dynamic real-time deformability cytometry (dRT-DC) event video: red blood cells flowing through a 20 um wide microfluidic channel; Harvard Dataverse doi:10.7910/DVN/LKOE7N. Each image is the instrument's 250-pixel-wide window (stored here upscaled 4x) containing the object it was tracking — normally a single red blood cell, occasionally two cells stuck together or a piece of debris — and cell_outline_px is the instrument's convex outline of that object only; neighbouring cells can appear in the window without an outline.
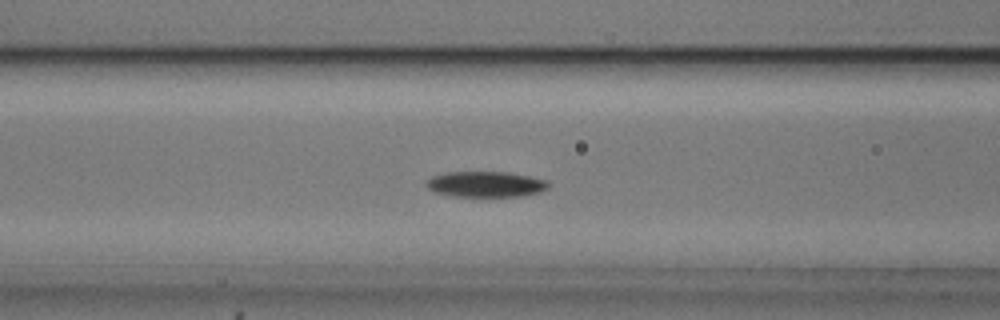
{"species": "common noctule bat (a hibernating species)", "species_latin": "Nyctalus noctula", "temperature_condition": "cold", "stored_images_in_passage": 37, "camera_frame_rate_fps": 3000, "um_per_image_px": 0.085, "animal": {"sex": "male", "body_mass_g": 20.5, "forearm_length_mm": 52.5}, "frame": {"image": 1, "passage_image": 5, "time_ms": 1.333, "image_size_px": [1000, 320], "cell_outline_px": [[548, 188], [540, 192], [520, 196], [452, 196], [432, 192], [424, 184], [424, 180], [432, 176], [444, 172], [508, 172], [548, 180]], "centroid_in_image_um": [41.22, 15.65], "position_along_channel_um": 125.4, "area_um2": 18.44}}
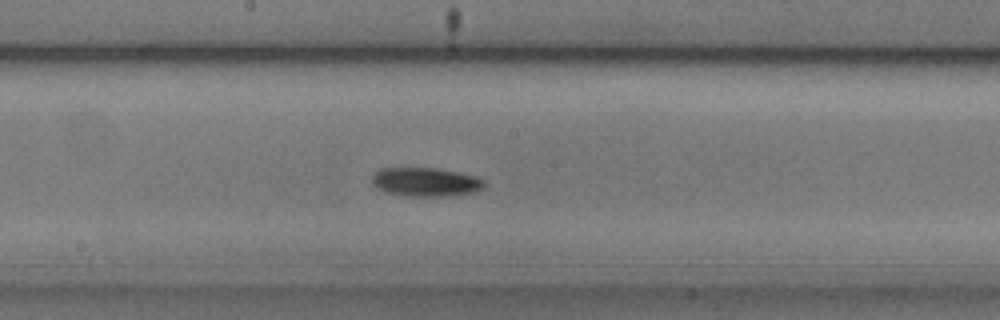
{"frame": {"image": 2, "passage_image": 12, "time_ms": 3.667, "image_size_px": [1000, 320], "cell_outline_px": [[484, 184], [476, 192], [452, 196], [404, 196], [388, 192], [376, 188], [372, 184], [372, 176], [380, 168], [436, 168], [476, 176], [484, 180]], "centroid_in_image_um": [36.16, 15.47], "position_along_channel_um": 212.0, "area_um2": 18.84}}
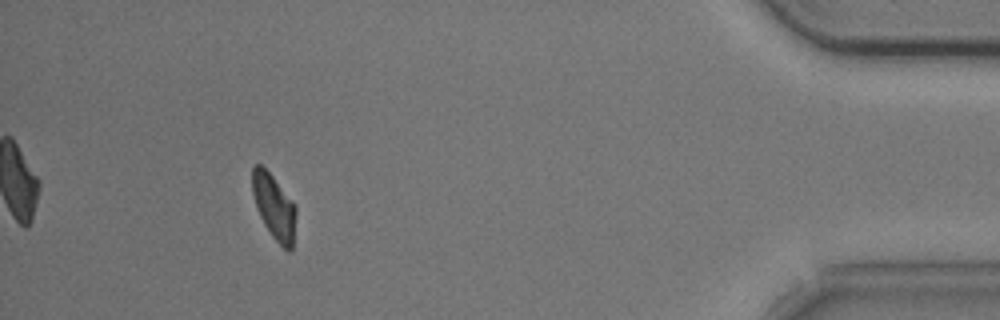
{"frame": {"image": 3, "passage_image": 33, "time_ms": 10.667, "image_size_px": [1000, 320], "cell_outline_px": [[296, 212], [292, 248], [288, 252], [272, 236], [264, 224], [256, 208], [252, 192], [252, 168], [256, 164], [260, 164], [272, 176], [296, 204]], "centroid_in_image_um": [23.29, 17.57], "position_along_channel_um": 411.9, "area_um2": 16.42}}